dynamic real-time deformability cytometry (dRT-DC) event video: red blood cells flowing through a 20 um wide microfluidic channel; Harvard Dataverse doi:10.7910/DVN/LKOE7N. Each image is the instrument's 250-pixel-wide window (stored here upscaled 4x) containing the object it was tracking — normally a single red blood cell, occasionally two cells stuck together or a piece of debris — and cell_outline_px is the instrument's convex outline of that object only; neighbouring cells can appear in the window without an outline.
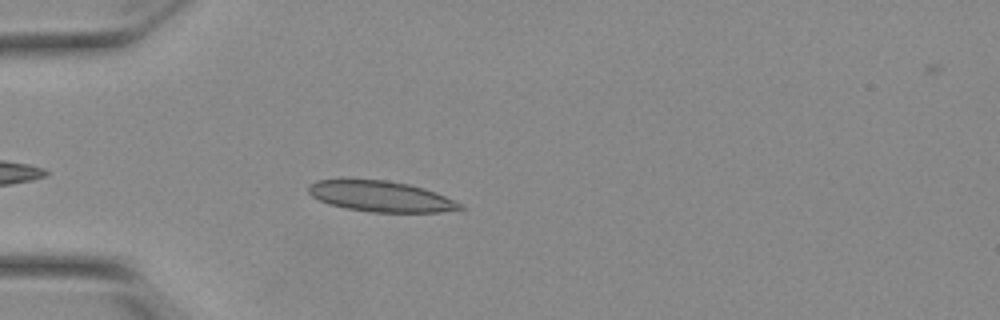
{"species": "Egyptian fruit bat (a non-hibernating species)", "species_latin": "Rousettus aegyptiacus", "temperature_condition": "warm", "stored_images_in_passage": 35, "camera_frame_rate_fps": 3000, "um_per_image_px": 0.085, "animal": {"sex": "female"}, "frame": {"image": 1, "passage_image": 5, "time_ms": 1.333, "image_size_px": [1000, 320], "cell_outline_px": [[464, 208], [440, 212], [372, 212], [348, 208], [328, 204], [312, 196], [308, 192], [308, 188], [316, 180], [384, 180], [408, 184], [424, 188], [436, 192], [464, 204]], "centroid_in_image_um": [32.41, 16.7], "position_along_channel_um": 52.6, "area_um2": 26.82}}
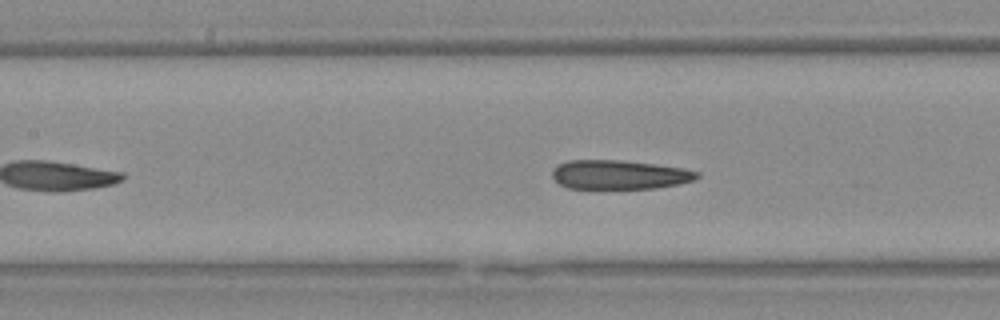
{"frame": {"image": 2, "passage_image": 14, "time_ms": 4.333, "image_size_px": [1000, 320], "cell_outline_px": [[700, 176], [696, 180], [680, 184], [656, 188], [568, 188], [560, 184], [552, 176], [552, 172], [556, 164], [568, 160], [620, 160], [656, 164], [684, 168], [700, 172]], "centroid_in_image_um": [52.68, 14.84], "position_along_channel_um": 154.7, "area_um2": 24.74}}
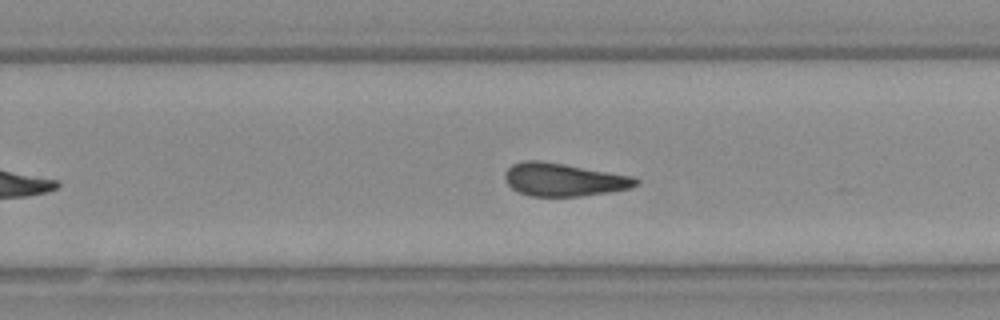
{"frame": {"image": 3, "passage_image": 24, "time_ms": 7.667, "image_size_px": [1000, 320], "cell_outline_px": [[640, 184], [628, 188], [612, 192], [580, 196], [532, 196], [520, 192], [512, 188], [504, 180], [504, 172], [512, 164], [524, 160], [536, 160], [564, 164], [632, 176], [640, 180]], "centroid_in_image_um": [47.91, 15.27], "position_along_channel_um": 281.9, "area_um2": 25.14}, "authors_computed_cell_mechanics": {"area_um2": 25.3164, "velocity_mm_per_s": 3.8319, "shape_relaxation_time_tau1_ms": null, "shape_relaxation_time_tau2_ms": 2.6346, "deformation_change_tau1": null, "deformation_change_tau2": 0.0975}}